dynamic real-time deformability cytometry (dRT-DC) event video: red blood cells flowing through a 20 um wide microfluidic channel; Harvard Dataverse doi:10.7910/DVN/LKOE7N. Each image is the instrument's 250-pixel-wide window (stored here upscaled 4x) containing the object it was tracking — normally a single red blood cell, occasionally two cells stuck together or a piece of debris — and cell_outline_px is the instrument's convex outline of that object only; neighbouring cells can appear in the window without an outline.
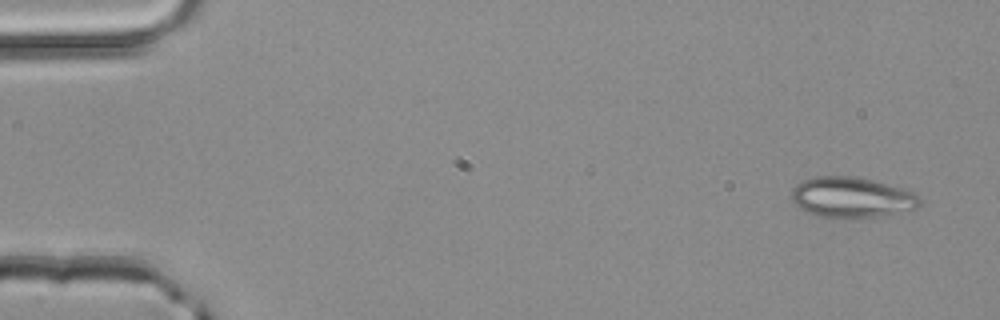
{"species": "common noctule bat (a hibernating species)", "species_latin": "Nyctalus noctula", "temperature_condition": "room temperature", "stored_images_in_passage": 3, "camera_frame_rate_fps": 3000, "um_per_image_px": 0.085, "animal": {"sex": "male", "body_mass_g": 20.4}, "frame": {"image": 1, "passage_image": 1, "time_ms": 0.0, "image_size_px": [1000, 320], "cell_outline_px": [[920, 204], [916, 208], [876, 216], [820, 216], [804, 212], [792, 200], [792, 188], [800, 180], [816, 176], [852, 176], [872, 180], [904, 188], [916, 192], [920, 196]], "centroid_in_image_um": [72.38, 16.73], "position_along_channel_um": 12.6, "area_um2": 29.88}}
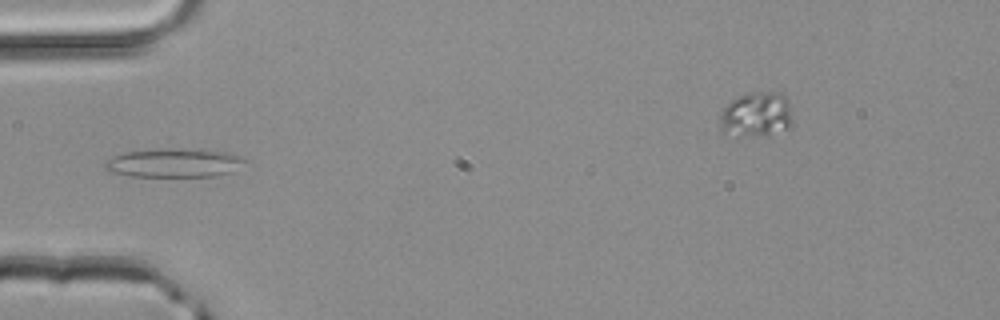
{"frame": {"image": 2, "passage_image": 3, "time_ms": 0.667, "image_size_px": [1000, 320], "cell_outline_px": [[248, 160], [232, 172], [216, 176], [128, 176], [108, 172], [104, 168], [104, 160], [112, 156], [124, 152], [164, 148], [200, 148], [232, 152]], "centroid_in_image_um": [14.8, 13.82], "position_along_channel_um": 70.2, "area_um2": 24.22}}